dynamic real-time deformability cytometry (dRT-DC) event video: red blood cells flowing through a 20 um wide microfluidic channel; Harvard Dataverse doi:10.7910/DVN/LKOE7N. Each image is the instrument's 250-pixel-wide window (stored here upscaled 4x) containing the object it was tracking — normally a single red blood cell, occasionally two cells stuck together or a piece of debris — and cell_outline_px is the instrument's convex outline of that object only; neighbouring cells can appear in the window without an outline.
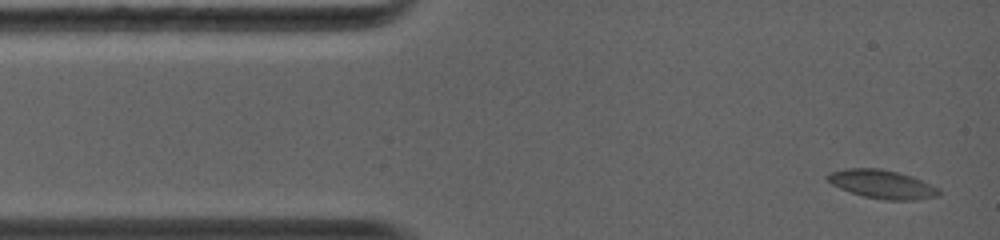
{"species": "common noctule bat (a hibernating species)", "species_latin": "Nyctalus noctula", "temperature_condition": "warm", "stored_images_in_passage": 5, "camera_frame_rate_fps": 5000, "um_per_image_px": 0.085, "animal": {"sex": "female", "body_mass_g": 19.0, "forearm_length_mm": 56.7}, "frame": {"image": 1, "passage_image": 1, "time_ms": 0.0, "image_size_px": [1000, 240], "cell_outline_px": [[940, 192], [936, 196], [912, 200], [884, 200], [864, 196], [840, 188], [832, 184], [824, 176], [828, 172], [848, 168], [876, 168], [896, 172], [912, 176], [936, 188]], "centroid_in_image_um": [74.9, 15.65], "position_along_channel_um": 10.1, "area_um2": 18.15}}
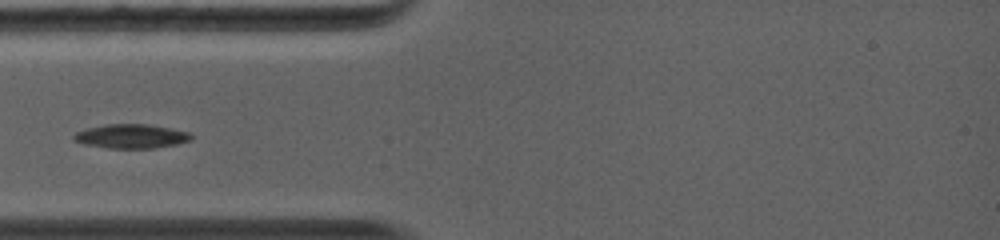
{"frame": {"image": 2, "passage_image": 4, "time_ms": 3.0, "image_size_px": [1000, 240], "cell_outline_px": [[192, 140], [176, 144], [152, 148], [108, 148], [84, 144], [76, 140], [72, 136], [76, 132], [88, 128], [108, 124], [148, 124], [188, 132], [192, 136]], "centroid_in_image_um": [11.15, 11.58], "position_along_channel_um": 73.8, "area_um2": 16.24}}
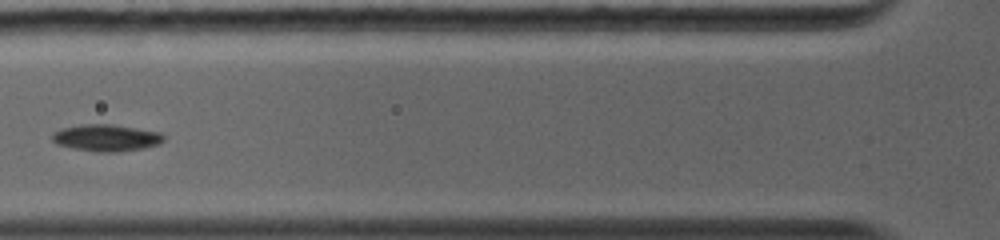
{"frame": {"image": 3, "passage_image": 5, "time_ms": 4.0, "image_size_px": [1000, 240], "cell_outline_px": [[164, 140], [156, 144], [144, 148], [116, 152], [96, 152], [56, 144], [52, 140], [52, 132], [64, 128], [80, 124], [112, 124], [160, 132], [164, 136]], "centroid_in_image_um": [9.02, 11.71], "position_along_channel_um": 116.8, "area_um2": 17.28}}